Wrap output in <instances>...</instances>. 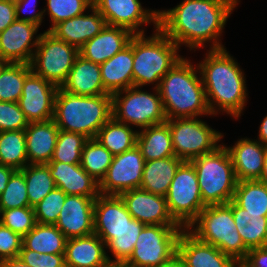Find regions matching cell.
<instances>
[{"mask_svg":"<svg viewBox=\"0 0 267 267\" xmlns=\"http://www.w3.org/2000/svg\"><path fill=\"white\" fill-rule=\"evenodd\" d=\"M173 219L186 229L206 207L202 201L198 177L191 161H183L177 169L166 195Z\"/></svg>","mask_w":267,"mask_h":267,"instance_id":"cell-10","label":"cell"},{"mask_svg":"<svg viewBox=\"0 0 267 267\" xmlns=\"http://www.w3.org/2000/svg\"><path fill=\"white\" fill-rule=\"evenodd\" d=\"M241 264L244 267H267V246L249 249Z\"/></svg>","mask_w":267,"mask_h":267,"instance_id":"cell-49","label":"cell"},{"mask_svg":"<svg viewBox=\"0 0 267 267\" xmlns=\"http://www.w3.org/2000/svg\"><path fill=\"white\" fill-rule=\"evenodd\" d=\"M183 162L176 156L145 161L140 188L166 197L177 169Z\"/></svg>","mask_w":267,"mask_h":267,"instance_id":"cell-29","label":"cell"},{"mask_svg":"<svg viewBox=\"0 0 267 267\" xmlns=\"http://www.w3.org/2000/svg\"><path fill=\"white\" fill-rule=\"evenodd\" d=\"M232 213L237 231L248 249L267 246V217L263 213H248L233 200Z\"/></svg>","mask_w":267,"mask_h":267,"instance_id":"cell-31","label":"cell"},{"mask_svg":"<svg viewBox=\"0 0 267 267\" xmlns=\"http://www.w3.org/2000/svg\"><path fill=\"white\" fill-rule=\"evenodd\" d=\"M114 155L95 138L88 139L81 155V167L99 183L105 177Z\"/></svg>","mask_w":267,"mask_h":267,"instance_id":"cell-37","label":"cell"},{"mask_svg":"<svg viewBox=\"0 0 267 267\" xmlns=\"http://www.w3.org/2000/svg\"><path fill=\"white\" fill-rule=\"evenodd\" d=\"M132 219L124 201L117 195H99L94 203V233L105 245Z\"/></svg>","mask_w":267,"mask_h":267,"instance_id":"cell-19","label":"cell"},{"mask_svg":"<svg viewBox=\"0 0 267 267\" xmlns=\"http://www.w3.org/2000/svg\"><path fill=\"white\" fill-rule=\"evenodd\" d=\"M144 226L145 224L132 218L120 232L115 234V238L105 245L106 250L108 249L114 257L111 262H126L130 258Z\"/></svg>","mask_w":267,"mask_h":267,"instance_id":"cell-39","label":"cell"},{"mask_svg":"<svg viewBox=\"0 0 267 267\" xmlns=\"http://www.w3.org/2000/svg\"><path fill=\"white\" fill-rule=\"evenodd\" d=\"M224 146L231 157L238 182L260 179L266 145L256 139L241 137L232 147Z\"/></svg>","mask_w":267,"mask_h":267,"instance_id":"cell-22","label":"cell"},{"mask_svg":"<svg viewBox=\"0 0 267 267\" xmlns=\"http://www.w3.org/2000/svg\"><path fill=\"white\" fill-rule=\"evenodd\" d=\"M198 177L203 203L226 204L233 199L237 185L234 167L224 144L215 151L191 160Z\"/></svg>","mask_w":267,"mask_h":267,"instance_id":"cell-7","label":"cell"},{"mask_svg":"<svg viewBox=\"0 0 267 267\" xmlns=\"http://www.w3.org/2000/svg\"><path fill=\"white\" fill-rule=\"evenodd\" d=\"M153 32L148 37L145 34L132 36L133 86L152 84L158 88L163 76L183 58L178 54L180 47L174 41L159 28Z\"/></svg>","mask_w":267,"mask_h":267,"instance_id":"cell-5","label":"cell"},{"mask_svg":"<svg viewBox=\"0 0 267 267\" xmlns=\"http://www.w3.org/2000/svg\"><path fill=\"white\" fill-rule=\"evenodd\" d=\"M133 35L125 28L106 25L79 49V55L93 63H104L126 47Z\"/></svg>","mask_w":267,"mask_h":267,"instance_id":"cell-25","label":"cell"},{"mask_svg":"<svg viewBox=\"0 0 267 267\" xmlns=\"http://www.w3.org/2000/svg\"><path fill=\"white\" fill-rule=\"evenodd\" d=\"M58 88L33 71L26 76L18 104L29 123L53 119Z\"/></svg>","mask_w":267,"mask_h":267,"instance_id":"cell-15","label":"cell"},{"mask_svg":"<svg viewBox=\"0 0 267 267\" xmlns=\"http://www.w3.org/2000/svg\"><path fill=\"white\" fill-rule=\"evenodd\" d=\"M87 140L83 134L59 130L51 161L80 164L82 150Z\"/></svg>","mask_w":267,"mask_h":267,"instance_id":"cell-40","label":"cell"},{"mask_svg":"<svg viewBox=\"0 0 267 267\" xmlns=\"http://www.w3.org/2000/svg\"><path fill=\"white\" fill-rule=\"evenodd\" d=\"M232 200L248 213H263L267 217V184L262 181L237 182Z\"/></svg>","mask_w":267,"mask_h":267,"instance_id":"cell-34","label":"cell"},{"mask_svg":"<svg viewBox=\"0 0 267 267\" xmlns=\"http://www.w3.org/2000/svg\"><path fill=\"white\" fill-rule=\"evenodd\" d=\"M201 242L211 244L241 263L248 248L237 231L232 213V200L226 204L207 205L186 228Z\"/></svg>","mask_w":267,"mask_h":267,"instance_id":"cell-6","label":"cell"},{"mask_svg":"<svg viewBox=\"0 0 267 267\" xmlns=\"http://www.w3.org/2000/svg\"><path fill=\"white\" fill-rule=\"evenodd\" d=\"M27 164L25 130L0 132V165L21 170Z\"/></svg>","mask_w":267,"mask_h":267,"instance_id":"cell-35","label":"cell"},{"mask_svg":"<svg viewBox=\"0 0 267 267\" xmlns=\"http://www.w3.org/2000/svg\"><path fill=\"white\" fill-rule=\"evenodd\" d=\"M240 0H183L171 9L159 10L158 28L179 47L191 50L225 48L221 43L228 18Z\"/></svg>","mask_w":267,"mask_h":267,"instance_id":"cell-1","label":"cell"},{"mask_svg":"<svg viewBox=\"0 0 267 267\" xmlns=\"http://www.w3.org/2000/svg\"><path fill=\"white\" fill-rule=\"evenodd\" d=\"M78 56L79 49L44 30L30 62L31 70L61 87Z\"/></svg>","mask_w":267,"mask_h":267,"instance_id":"cell-11","label":"cell"},{"mask_svg":"<svg viewBox=\"0 0 267 267\" xmlns=\"http://www.w3.org/2000/svg\"><path fill=\"white\" fill-rule=\"evenodd\" d=\"M153 93L132 86L112 95V117L118 122L140 129L167 121L157 88Z\"/></svg>","mask_w":267,"mask_h":267,"instance_id":"cell-8","label":"cell"},{"mask_svg":"<svg viewBox=\"0 0 267 267\" xmlns=\"http://www.w3.org/2000/svg\"><path fill=\"white\" fill-rule=\"evenodd\" d=\"M180 225H145L127 263L137 267H158L177 253Z\"/></svg>","mask_w":267,"mask_h":267,"instance_id":"cell-12","label":"cell"},{"mask_svg":"<svg viewBox=\"0 0 267 267\" xmlns=\"http://www.w3.org/2000/svg\"><path fill=\"white\" fill-rule=\"evenodd\" d=\"M24 173L16 170L10 177L6 189L0 195V210L29 207Z\"/></svg>","mask_w":267,"mask_h":267,"instance_id":"cell-42","label":"cell"},{"mask_svg":"<svg viewBox=\"0 0 267 267\" xmlns=\"http://www.w3.org/2000/svg\"><path fill=\"white\" fill-rule=\"evenodd\" d=\"M97 197L67 195L55 226L67 239L94 233V203Z\"/></svg>","mask_w":267,"mask_h":267,"instance_id":"cell-18","label":"cell"},{"mask_svg":"<svg viewBox=\"0 0 267 267\" xmlns=\"http://www.w3.org/2000/svg\"><path fill=\"white\" fill-rule=\"evenodd\" d=\"M137 147L145 161L175 156L169 125H153L138 130Z\"/></svg>","mask_w":267,"mask_h":267,"instance_id":"cell-30","label":"cell"},{"mask_svg":"<svg viewBox=\"0 0 267 267\" xmlns=\"http://www.w3.org/2000/svg\"><path fill=\"white\" fill-rule=\"evenodd\" d=\"M0 223L22 237L28 234L36 225L34 207H21L0 210Z\"/></svg>","mask_w":267,"mask_h":267,"instance_id":"cell-43","label":"cell"},{"mask_svg":"<svg viewBox=\"0 0 267 267\" xmlns=\"http://www.w3.org/2000/svg\"><path fill=\"white\" fill-rule=\"evenodd\" d=\"M177 253L185 267H235L237 264L217 247L198 240L187 229L179 235Z\"/></svg>","mask_w":267,"mask_h":267,"instance_id":"cell-20","label":"cell"},{"mask_svg":"<svg viewBox=\"0 0 267 267\" xmlns=\"http://www.w3.org/2000/svg\"><path fill=\"white\" fill-rule=\"evenodd\" d=\"M48 167L56 188L63 190L67 195L85 197L100 195L99 182L90 176L80 164L50 161Z\"/></svg>","mask_w":267,"mask_h":267,"instance_id":"cell-23","label":"cell"},{"mask_svg":"<svg viewBox=\"0 0 267 267\" xmlns=\"http://www.w3.org/2000/svg\"><path fill=\"white\" fill-rule=\"evenodd\" d=\"M118 267H137V266L131 265L127 262H119Z\"/></svg>","mask_w":267,"mask_h":267,"instance_id":"cell-56","label":"cell"},{"mask_svg":"<svg viewBox=\"0 0 267 267\" xmlns=\"http://www.w3.org/2000/svg\"><path fill=\"white\" fill-rule=\"evenodd\" d=\"M258 133V141L267 146V115L261 121Z\"/></svg>","mask_w":267,"mask_h":267,"instance_id":"cell-54","label":"cell"},{"mask_svg":"<svg viewBox=\"0 0 267 267\" xmlns=\"http://www.w3.org/2000/svg\"><path fill=\"white\" fill-rule=\"evenodd\" d=\"M21 171L27 185L29 205L34 207L56 188L48 164H27Z\"/></svg>","mask_w":267,"mask_h":267,"instance_id":"cell-36","label":"cell"},{"mask_svg":"<svg viewBox=\"0 0 267 267\" xmlns=\"http://www.w3.org/2000/svg\"><path fill=\"white\" fill-rule=\"evenodd\" d=\"M259 181H262L267 184V147L265 149L263 169Z\"/></svg>","mask_w":267,"mask_h":267,"instance_id":"cell-55","label":"cell"},{"mask_svg":"<svg viewBox=\"0 0 267 267\" xmlns=\"http://www.w3.org/2000/svg\"><path fill=\"white\" fill-rule=\"evenodd\" d=\"M107 253L105 243L95 233L67 239L66 267H103L112 259Z\"/></svg>","mask_w":267,"mask_h":267,"instance_id":"cell-24","label":"cell"},{"mask_svg":"<svg viewBox=\"0 0 267 267\" xmlns=\"http://www.w3.org/2000/svg\"><path fill=\"white\" fill-rule=\"evenodd\" d=\"M27 63H8L0 73V101L18 102L26 76L31 72Z\"/></svg>","mask_w":267,"mask_h":267,"instance_id":"cell-38","label":"cell"},{"mask_svg":"<svg viewBox=\"0 0 267 267\" xmlns=\"http://www.w3.org/2000/svg\"><path fill=\"white\" fill-rule=\"evenodd\" d=\"M14 3L17 20L28 21L41 26L44 14L43 9L36 12L37 0H14ZM21 14H28V16H22Z\"/></svg>","mask_w":267,"mask_h":267,"instance_id":"cell-48","label":"cell"},{"mask_svg":"<svg viewBox=\"0 0 267 267\" xmlns=\"http://www.w3.org/2000/svg\"><path fill=\"white\" fill-rule=\"evenodd\" d=\"M39 28L32 22L16 19L0 33V59L30 64L42 35H37Z\"/></svg>","mask_w":267,"mask_h":267,"instance_id":"cell-16","label":"cell"},{"mask_svg":"<svg viewBox=\"0 0 267 267\" xmlns=\"http://www.w3.org/2000/svg\"><path fill=\"white\" fill-rule=\"evenodd\" d=\"M23 237L0 223V261L17 258L22 249Z\"/></svg>","mask_w":267,"mask_h":267,"instance_id":"cell-47","label":"cell"},{"mask_svg":"<svg viewBox=\"0 0 267 267\" xmlns=\"http://www.w3.org/2000/svg\"><path fill=\"white\" fill-rule=\"evenodd\" d=\"M158 91L167 120L211 116L197 65L186 57L161 79Z\"/></svg>","mask_w":267,"mask_h":267,"instance_id":"cell-3","label":"cell"},{"mask_svg":"<svg viewBox=\"0 0 267 267\" xmlns=\"http://www.w3.org/2000/svg\"><path fill=\"white\" fill-rule=\"evenodd\" d=\"M93 6L107 25L125 28L134 35L145 34L142 26L147 23L158 28L159 10L144 9L139 0H94Z\"/></svg>","mask_w":267,"mask_h":267,"instance_id":"cell-14","label":"cell"},{"mask_svg":"<svg viewBox=\"0 0 267 267\" xmlns=\"http://www.w3.org/2000/svg\"><path fill=\"white\" fill-rule=\"evenodd\" d=\"M204 55L197 66L211 116L224 112L238 120L248 101L243 69L226 48L209 49Z\"/></svg>","mask_w":267,"mask_h":267,"instance_id":"cell-2","label":"cell"},{"mask_svg":"<svg viewBox=\"0 0 267 267\" xmlns=\"http://www.w3.org/2000/svg\"><path fill=\"white\" fill-rule=\"evenodd\" d=\"M103 86L108 94L133 86L132 38L129 44L113 57L100 64Z\"/></svg>","mask_w":267,"mask_h":267,"instance_id":"cell-28","label":"cell"},{"mask_svg":"<svg viewBox=\"0 0 267 267\" xmlns=\"http://www.w3.org/2000/svg\"><path fill=\"white\" fill-rule=\"evenodd\" d=\"M66 242L67 238L55 225L36 223L23 236L22 245L38 253L65 254Z\"/></svg>","mask_w":267,"mask_h":267,"instance_id":"cell-33","label":"cell"},{"mask_svg":"<svg viewBox=\"0 0 267 267\" xmlns=\"http://www.w3.org/2000/svg\"><path fill=\"white\" fill-rule=\"evenodd\" d=\"M0 267H31L24 263L19 257L7 258L0 261Z\"/></svg>","mask_w":267,"mask_h":267,"instance_id":"cell-52","label":"cell"},{"mask_svg":"<svg viewBox=\"0 0 267 267\" xmlns=\"http://www.w3.org/2000/svg\"><path fill=\"white\" fill-rule=\"evenodd\" d=\"M59 128L54 120L31 122L25 129L28 164H48L54 153Z\"/></svg>","mask_w":267,"mask_h":267,"instance_id":"cell-26","label":"cell"},{"mask_svg":"<svg viewBox=\"0 0 267 267\" xmlns=\"http://www.w3.org/2000/svg\"><path fill=\"white\" fill-rule=\"evenodd\" d=\"M16 19L14 0H0V33Z\"/></svg>","mask_w":267,"mask_h":267,"instance_id":"cell-50","label":"cell"},{"mask_svg":"<svg viewBox=\"0 0 267 267\" xmlns=\"http://www.w3.org/2000/svg\"><path fill=\"white\" fill-rule=\"evenodd\" d=\"M28 124L18 102L0 101V132L25 130Z\"/></svg>","mask_w":267,"mask_h":267,"instance_id":"cell-45","label":"cell"},{"mask_svg":"<svg viewBox=\"0 0 267 267\" xmlns=\"http://www.w3.org/2000/svg\"><path fill=\"white\" fill-rule=\"evenodd\" d=\"M235 267H244L241 263H237Z\"/></svg>","mask_w":267,"mask_h":267,"instance_id":"cell-59","label":"cell"},{"mask_svg":"<svg viewBox=\"0 0 267 267\" xmlns=\"http://www.w3.org/2000/svg\"><path fill=\"white\" fill-rule=\"evenodd\" d=\"M61 88L81 96L108 94L103 86L100 64L93 63L79 55Z\"/></svg>","mask_w":267,"mask_h":267,"instance_id":"cell-27","label":"cell"},{"mask_svg":"<svg viewBox=\"0 0 267 267\" xmlns=\"http://www.w3.org/2000/svg\"><path fill=\"white\" fill-rule=\"evenodd\" d=\"M87 12L58 23L49 32L57 39L80 49L107 25L105 19L94 6Z\"/></svg>","mask_w":267,"mask_h":267,"instance_id":"cell-21","label":"cell"},{"mask_svg":"<svg viewBox=\"0 0 267 267\" xmlns=\"http://www.w3.org/2000/svg\"><path fill=\"white\" fill-rule=\"evenodd\" d=\"M112 117V95L81 96L58 88L53 120L59 130L96 137Z\"/></svg>","mask_w":267,"mask_h":267,"instance_id":"cell-4","label":"cell"},{"mask_svg":"<svg viewBox=\"0 0 267 267\" xmlns=\"http://www.w3.org/2000/svg\"><path fill=\"white\" fill-rule=\"evenodd\" d=\"M119 196L132 218L145 225H179L170 215L164 196L141 188L122 192Z\"/></svg>","mask_w":267,"mask_h":267,"instance_id":"cell-17","label":"cell"},{"mask_svg":"<svg viewBox=\"0 0 267 267\" xmlns=\"http://www.w3.org/2000/svg\"><path fill=\"white\" fill-rule=\"evenodd\" d=\"M103 267H118V263H114V262H108L105 266Z\"/></svg>","mask_w":267,"mask_h":267,"instance_id":"cell-58","label":"cell"},{"mask_svg":"<svg viewBox=\"0 0 267 267\" xmlns=\"http://www.w3.org/2000/svg\"><path fill=\"white\" fill-rule=\"evenodd\" d=\"M93 6L91 0H46V8L43 9L44 16L49 15L50 31L58 23L84 14Z\"/></svg>","mask_w":267,"mask_h":267,"instance_id":"cell-41","label":"cell"},{"mask_svg":"<svg viewBox=\"0 0 267 267\" xmlns=\"http://www.w3.org/2000/svg\"><path fill=\"white\" fill-rule=\"evenodd\" d=\"M67 194L55 188L34 206L36 222L55 225Z\"/></svg>","mask_w":267,"mask_h":267,"instance_id":"cell-44","label":"cell"},{"mask_svg":"<svg viewBox=\"0 0 267 267\" xmlns=\"http://www.w3.org/2000/svg\"><path fill=\"white\" fill-rule=\"evenodd\" d=\"M15 171L16 169L12 167L0 165V195L6 189L9 179Z\"/></svg>","mask_w":267,"mask_h":267,"instance_id":"cell-51","label":"cell"},{"mask_svg":"<svg viewBox=\"0 0 267 267\" xmlns=\"http://www.w3.org/2000/svg\"><path fill=\"white\" fill-rule=\"evenodd\" d=\"M138 131L132 126L118 122L111 117L99 130L95 139L114 156L137 145Z\"/></svg>","mask_w":267,"mask_h":267,"instance_id":"cell-32","label":"cell"},{"mask_svg":"<svg viewBox=\"0 0 267 267\" xmlns=\"http://www.w3.org/2000/svg\"><path fill=\"white\" fill-rule=\"evenodd\" d=\"M158 267H185V264L178 253H176L169 260L165 261L163 264H160Z\"/></svg>","mask_w":267,"mask_h":267,"instance_id":"cell-53","label":"cell"},{"mask_svg":"<svg viewBox=\"0 0 267 267\" xmlns=\"http://www.w3.org/2000/svg\"><path fill=\"white\" fill-rule=\"evenodd\" d=\"M144 157L137 145L113 157L105 177L99 183L100 195H117L122 192L140 188Z\"/></svg>","mask_w":267,"mask_h":267,"instance_id":"cell-13","label":"cell"},{"mask_svg":"<svg viewBox=\"0 0 267 267\" xmlns=\"http://www.w3.org/2000/svg\"><path fill=\"white\" fill-rule=\"evenodd\" d=\"M195 118H176L167 120L174 154L183 161H191L201 155L215 151L224 137L219 131L210 127L205 121Z\"/></svg>","mask_w":267,"mask_h":267,"instance_id":"cell-9","label":"cell"},{"mask_svg":"<svg viewBox=\"0 0 267 267\" xmlns=\"http://www.w3.org/2000/svg\"><path fill=\"white\" fill-rule=\"evenodd\" d=\"M18 257L31 267H66L64 254L38 253L23 245Z\"/></svg>","mask_w":267,"mask_h":267,"instance_id":"cell-46","label":"cell"},{"mask_svg":"<svg viewBox=\"0 0 267 267\" xmlns=\"http://www.w3.org/2000/svg\"><path fill=\"white\" fill-rule=\"evenodd\" d=\"M7 64L8 62L4 61L3 59H0V73Z\"/></svg>","mask_w":267,"mask_h":267,"instance_id":"cell-57","label":"cell"}]
</instances>
